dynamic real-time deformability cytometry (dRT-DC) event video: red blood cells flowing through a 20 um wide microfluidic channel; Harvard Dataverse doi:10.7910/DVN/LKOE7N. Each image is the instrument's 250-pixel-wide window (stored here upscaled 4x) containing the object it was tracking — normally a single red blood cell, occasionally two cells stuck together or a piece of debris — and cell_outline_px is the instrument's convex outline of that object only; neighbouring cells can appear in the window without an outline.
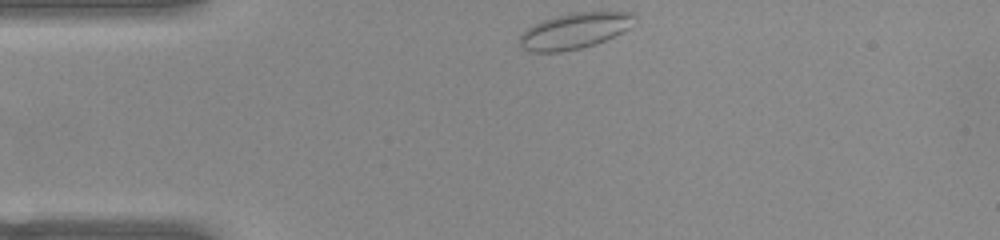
{"species": "common noctule bat (a hibernating species)", "species_latin": "Nyctalus noctula", "temperature_condition": "warm", "stored_images_in_passage": 36, "camera_frame_rate_fps": 3000, "um_per_image_px": 0.085, "animal": {"sex": "female", "body_mass_g": 22.0, "forearm_length_mm": 56.7}, "frame": {"image": 1, "passage_image": 1, "time_ms": 0.0, "image_size_px": [1000, 240], "cell_outline_px": [[632, 16], [628, 28], [604, 40], [580, 48], [560, 52], [528, 52], [520, 44], [520, 36], [528, 28], [544, 20], [556, 16], [572, 12], [632, 12]], "centroid_in_image_um": [48.76, 2.63], "position_along_channel_um": 36.2, "area_um2": 23.18}}
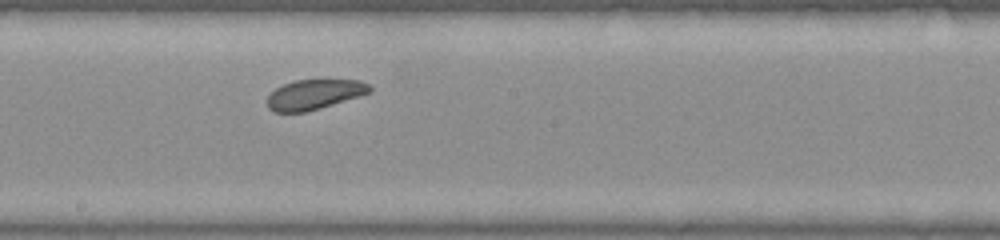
{"frame": {"image": 2, "passage_image": 18, "time_ms": 5.667, "image_size_px": [1000, 240], "cell_outline_px": [[372, 92], [360, 96], [320, 108], [304, 112], [272, 112], [268, 108], [268, 96], [276, 88], [284, 84], [296, 80], [320, 76], [328, 76], [360, 80], [368, 84], [372, 88]], "centroid_in_image_um": [26.79, 7.95], "position_along_channel_um": 221.4, "area_um2": 18.84}}
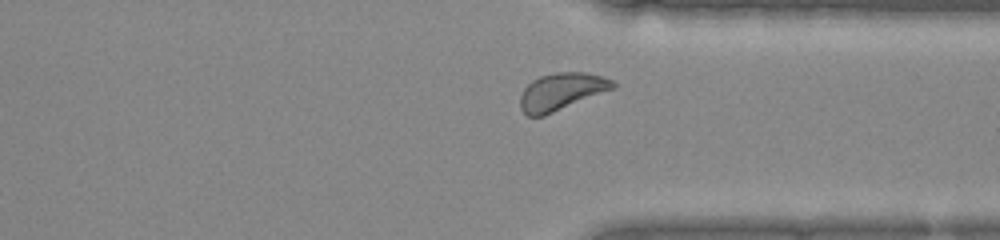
{"frame": {"image": 3, "passage_image": 29, "time_ms": 9.333, "image_size_px": [1000, 240], "cell_outline_px": [[616, 88], [544, 116], [528, 116], [520, 108], [520, 96], [524, 88], [532, 80], [540, 76], [556, 72], [584, 72], [616, 80]], "centroid_in_image_um": [47.74, 7.78], "position_along_channel_um": 363.7, "area_um2": 20.23}}